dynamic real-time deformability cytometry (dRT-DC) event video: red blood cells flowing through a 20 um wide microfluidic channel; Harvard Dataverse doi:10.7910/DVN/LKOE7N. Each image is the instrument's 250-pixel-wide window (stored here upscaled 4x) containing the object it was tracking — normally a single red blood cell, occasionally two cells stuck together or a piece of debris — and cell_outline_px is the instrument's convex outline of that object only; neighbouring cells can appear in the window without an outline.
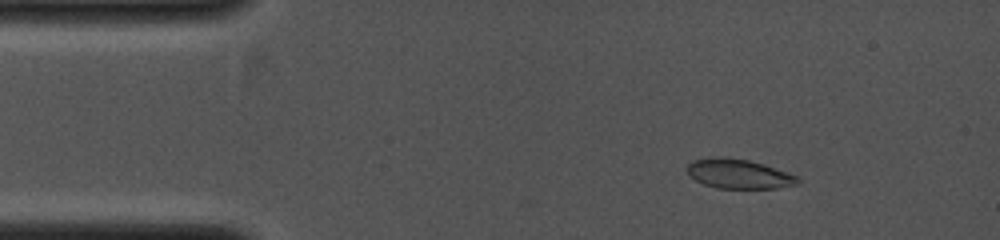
{"species": "common noctule bat (a hibernating species)", "species_latin": "Nyctalus noctula", "temperature_condition": "cold", "stored_images_in_passage": 23, "camera_frame_rate_fps": 4000, "um_per_image_px": 0.085, "animal": {"sex": "female", "body_mass_g": 19.0, "forearm_length_mm": 53.3}, "frame": {"image": 1, "passage_image": 6, "time_ms": 1.25, "image_size_px": [1000, 240], "cell_outline_px": [[800, 184], [776, 188], [716, 188], [704, 184], [688, 176], [688, 164], [692, 160], [712, 156], [724, 156], [748, 160], [764, 164], [800, 176]], "centroid_in_image_um": [62.81, 14.77], "position_along_channel_um": 22.2, "area_um2": 19.31}}
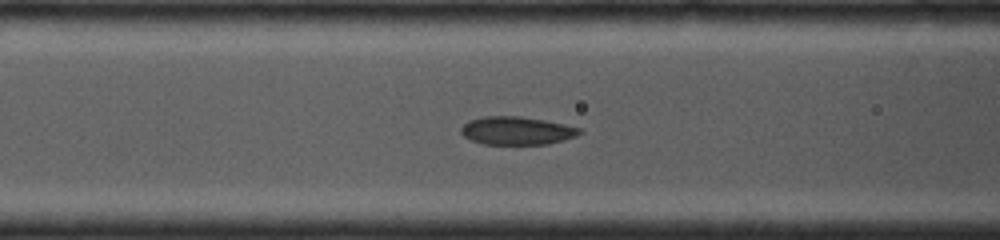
{"frame": {"image": 2, "passage_image": 17, "time_ms": 4.0, "image_size_px": [1000, 240], "cell_outline_px": [[584, 132], [576, 136], [564, 140], [548, 144], [484, 144], [472, 140], [464, 136], [460, 132], [460, 128], [468, 120], [484, 116], [520, 116], [544, 120], [564, 124], [580, 128]], "centroid_in_image_um": [43.93, 11.1], "position_along_channel_um": 122.7, "area_um2": 19.48}}
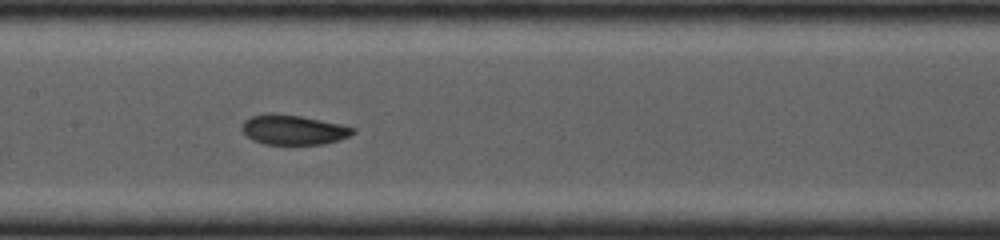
{"frame": {"image": 3, "passage_image": 21, "time_ms": 5.0, "image_size_px": [1000, 240], "cell_outline_px": [[356, 132], [348, 136], [336, 140], [320, 144], [264, 144], [252, 140], [240, 128], [244, 120], [252, 116], [268, 112], [272, 112], [300, 116], [340, 124], [356, 128]], "centroid_in_image_um": [24.89, 11.02], "position_along_channel_um": 182.5, "area_um2": 19.19}}